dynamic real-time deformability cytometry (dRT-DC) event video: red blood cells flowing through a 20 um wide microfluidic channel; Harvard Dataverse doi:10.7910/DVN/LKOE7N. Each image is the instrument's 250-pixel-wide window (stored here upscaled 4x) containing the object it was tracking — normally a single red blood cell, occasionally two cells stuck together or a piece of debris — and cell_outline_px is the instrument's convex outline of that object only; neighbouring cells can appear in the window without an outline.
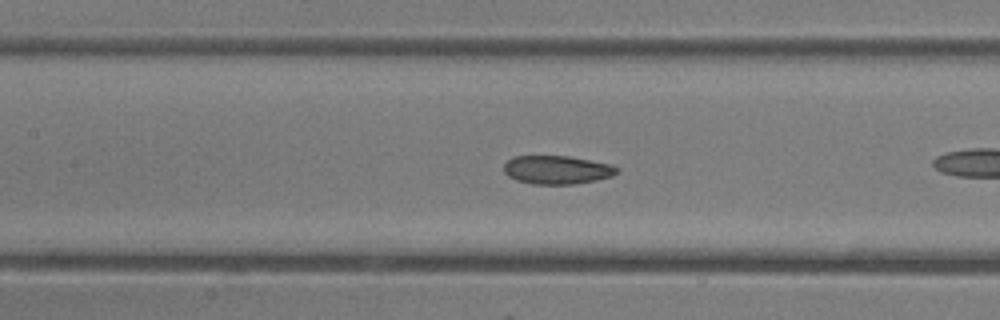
{"species": "common noctule bat (a hibernating species)", "species_latin": "Nyctalus noctula", "temperature_condition": "room temperature", "stored_images_in_passage": 23, "camera_frame_rate_fps": 3000, "um_per_image_px": 0.085, "animal": {"sex": "female"}, "frame": {"image": 1, "passage_image": 7, "time_ms": 2.0, "image_size_px": [1000, 320], "cell_outline_px": [[620, 168], [612, 176], [596, 180], [576, 184], [532, 184], [516, 180], [508, 176], [504, 172], [504, 164], [512, 156], [568, 156], [612, 164]], "centroid_in_image_um": [47.34, 14.43], "position_along_channel_um": 160.1, "area_um2": 18.84}}
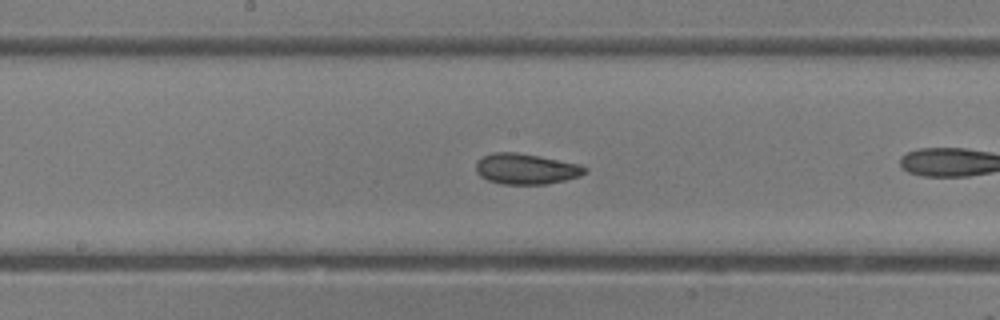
{"frame": {"image": 2, "passage_image": 10, "time_ms": 3.0, "image_size_px": [1000, 320], "cell_outline_px": [[588, 172], [580, 176], [548, 184], [500, 184], [488, 180], [480, 176], [476, 172], [476, 164], [484, 156], [492, 152], [516, 152], [540, 156], [580, 164], [588, 168]], "centroid_in_image_um": [44.74, 14.36], "position_along_channel_um": 203.5, "area_um2": 19.54}}